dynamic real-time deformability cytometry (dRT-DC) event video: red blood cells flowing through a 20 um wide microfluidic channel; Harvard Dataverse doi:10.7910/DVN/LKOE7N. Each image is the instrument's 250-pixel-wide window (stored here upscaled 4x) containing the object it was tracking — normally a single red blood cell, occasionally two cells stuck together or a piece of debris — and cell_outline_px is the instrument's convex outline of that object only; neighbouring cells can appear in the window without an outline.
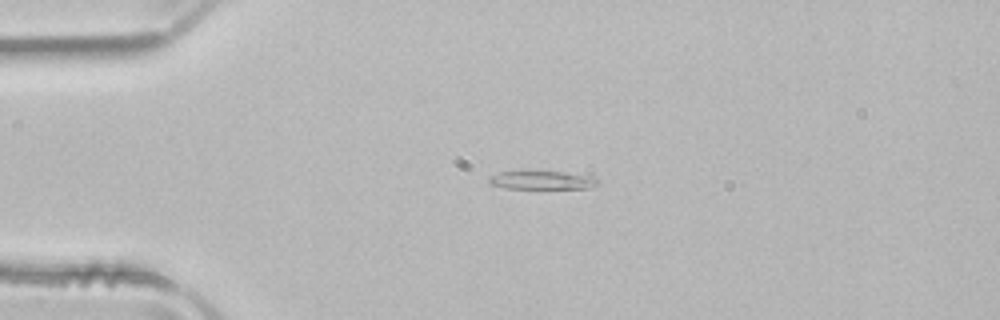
{"species": "common noctule bat (a hibernating species)", "species_latin": "Nyctalus noctula", "temperature_condition": "room temperature", "stored_images_in_passage": 37, "camera_frame_rate_fps": 3000, "um_per_image_px": 0.085, "animal": {"sex": "male", "body_mass_g": 21.5, "forearm_length_mm": 52.0}, "frame": {"image": 1, "passage_image": 4, "time_ms": 1.0, "image_size_px": [1000, 320], "cell_outline_px": [[600, 184], [588, 188], [504, 188], [492, 184], [488, 180], [488, 176], [500, 172], [564, 172], [596, 176], [600, 180]], "centroid_in_image_um": [46.16, 15.31], "position_along_channel_um": 38.8, "area_um2": 11.62}}
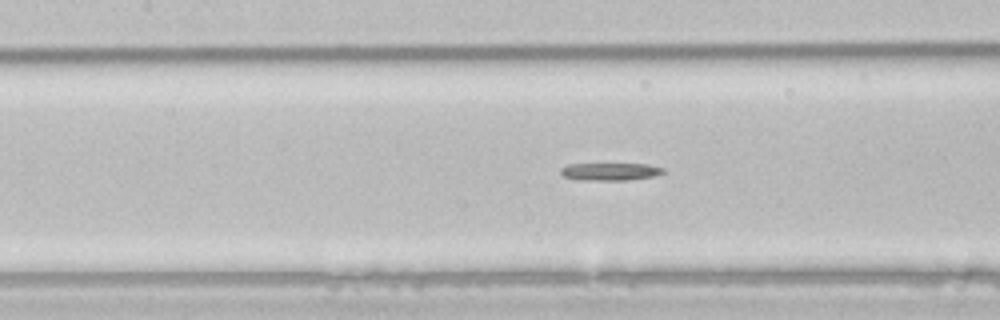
{"frame": {"image": 2, "passage_image": 15, "time_ms": 4.667, "image_size_px": [1000, 320], "cell_outline_px": [[664, 172], [652, 176], [628, 180], [580, 180], [564, 176], [560, 172], [560, 168], [568, 164], [648, 164], [664, 168]], "centroid_in_image_um": [51.84, 14.58], "position_along_channel_um": 155.6, "area_um2": 10.4}}
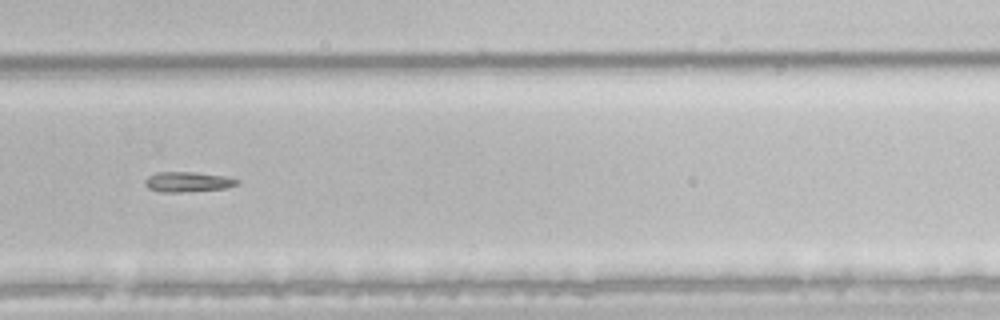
{"frame": {"image": 3, "passage_image": 27, "time_ms": 8.667, "image_size_px": [1000, 320], "cell_outline_px": [[240, 180], [236, 184], [224, 188], [180, 192], [160, 192], [148, 188], [144, 184], [144, 180], [148, 176], [156, 172], [196, 172], [224, 176]], "centroid_in_image_um": [15.89, 15.45], "position_along_channel_um": 313.9, "area_um2": 10.69}}